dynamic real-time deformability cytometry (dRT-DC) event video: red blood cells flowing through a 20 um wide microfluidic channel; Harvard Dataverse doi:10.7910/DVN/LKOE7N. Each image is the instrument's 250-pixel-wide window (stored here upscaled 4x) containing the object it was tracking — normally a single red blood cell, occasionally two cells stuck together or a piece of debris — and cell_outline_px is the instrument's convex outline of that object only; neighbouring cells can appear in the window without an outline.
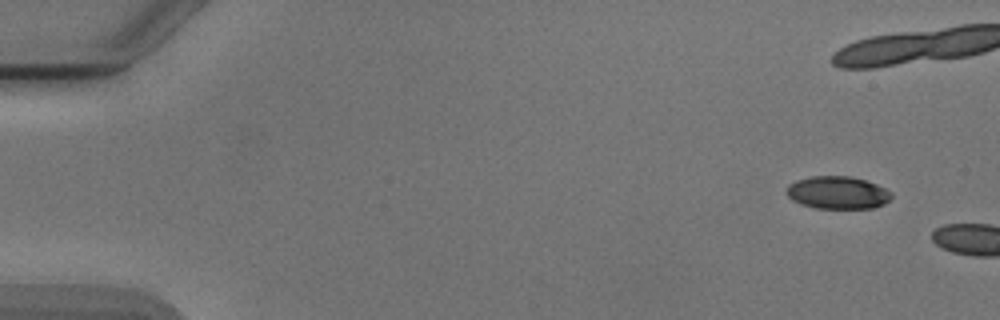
{"species": "Egyptian fruit bat (a non-hibernating species)", "species_latin": "Rousettus aegyptiacus", "temperature_condition": "cold", "stored_images_in_passage": 2, "camera_frame_rate_fps": 3000, "um_per_image_px": 0.085, "animal": {"sex": "male"}, "frame": {"image": 1, "passage_image": 1, "time_ms": 0.0, "image_size_px": [1000, 320], "cell_outline_px": [[892, 196], [884, 204], [872, 208], [816, 208], [800, 204], [792, 200], [788, 196], [788, 184], [796, 180], [812, 176], [852, 176], [876, 184], [892, 192]], "centroid_in_image_um": [71.2, 16.37], "position_along_channel_um": 13.8, "area_um2": 19.88}}